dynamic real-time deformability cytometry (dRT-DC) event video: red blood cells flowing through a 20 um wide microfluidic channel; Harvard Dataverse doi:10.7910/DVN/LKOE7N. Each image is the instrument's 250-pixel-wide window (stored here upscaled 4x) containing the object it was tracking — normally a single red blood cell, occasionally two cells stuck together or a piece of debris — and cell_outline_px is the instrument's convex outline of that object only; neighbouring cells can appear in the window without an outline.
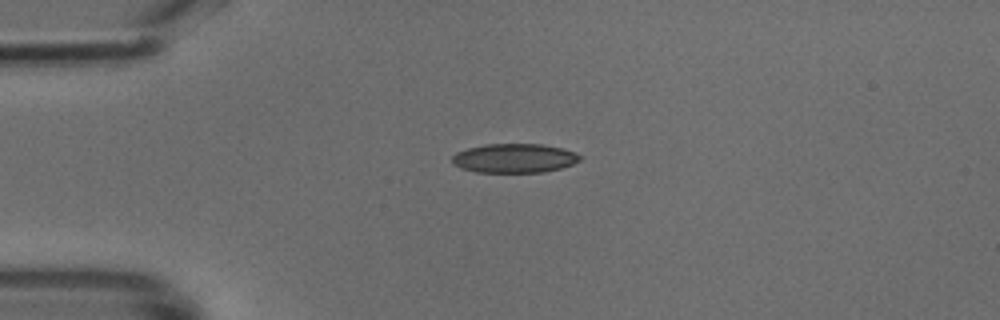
{"species": "common noctule bat (a hibernating species)", "species_latin": "Nyctalus noctula", "temperature_condition": "cold", "stored_images_in_passage": 38, "camera_frame_rate_fps": 3000, "um_per_image_px": 0.085, "animal": {"sex": "male", "body_mass_g": 18.8}, "frame": {"image": 1, "passage_image": 1, "time_ms": 0.0, "image_size_px": [1000, 320], "cell_outline_px": [[584, 156], [580, 160], [572, 164], [560, 168], [544, 172], [476, 172], [460, 168], [452, 160], [452, 156], [456, 152], [468, 148], [484, 144], [540, 144], [564, 148]], "centroid_in_image_um": [43.74, 13.44], "position_along_channel_um": 41.3, "area_um2": 21.73}}
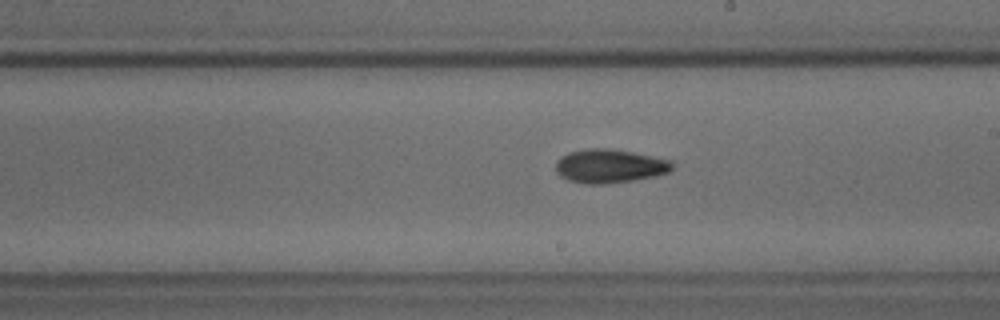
{"frame": {"image": 2, "passage_image": 17, "time_ms": 5.333, "image_size_px": [1000, 320], "cell_outline_px": [[672, 168], [668, 172], [652, 176], [632, 180], [600, 184], [588, 184], [568, 180], [560, 176], [556, 172], [556, 160], [560, 156], [568, 152], [588, 148], [608, 148], [632, 152], [672, 160]], "centroid_in_image_um": [51.76, 14.1], "position_along_channel_um": 237.2, "area_um2": 22.77}}
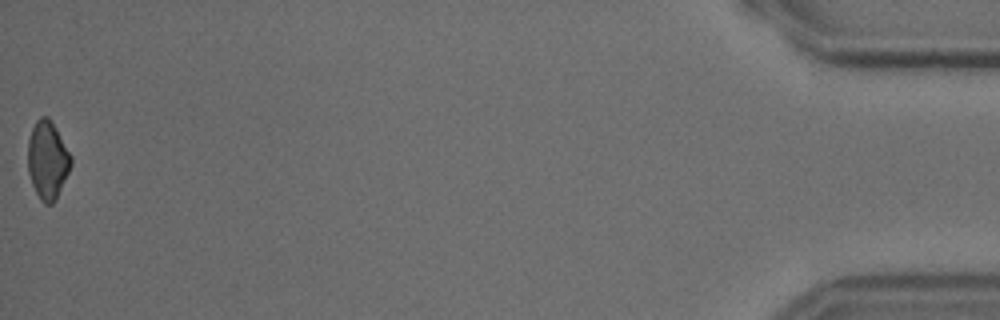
{"frame": {"image": 3, "passage_image": 38, "time_ms": 12.333, "image_size_px": [1000, 320], "cell_outline_px": [[72, 164], [56, 200], [52, 204], [44, 204], [40, 200], [32, 184], [28, 172], [28, 140], [32, 128], [36, 120], [40, 116], [48, 116], [56, 128], [72, 156]], "centroid_in_image_um": [4.04, 13.61], "position_along_channel_um": 431.2, "area_um2": 19.71}}